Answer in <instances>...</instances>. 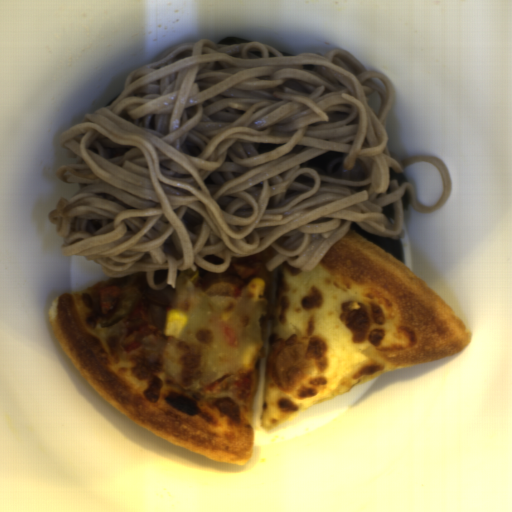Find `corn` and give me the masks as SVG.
<instances>
[{
  "label": "corn",
  "instance_id": "corn-1",
  "mask_svg": "<svg viewBox=\"0 0 512 512\" xmlns=\"http://www.w3.org/2000/svg\"><path fill=\"white\" fill-rule=\"evenodd\" d=\"M187 315L179 309L167 312L164 334L168 337H179L187 325Z\"/></svg>",
  "mask_w": 512,
  "mask_h": 512
},
{
  "label": "corn",
  "instance_id": "corn-2",
  "mask_svg": "<svg viewBox=\"0 0 512 512\" xmlns=\"http://www.w3.org/2000/svg\"><path fill=\"white\" fill-rule=\"evenodd\" d=\"M265 289V284L261 278H254L250 280L248 284V294H250L253 297H258L260 294L263 293Z\"/></svg>",
  "mask_w": 512,
  "mask_h": 512
}]
</instances>
